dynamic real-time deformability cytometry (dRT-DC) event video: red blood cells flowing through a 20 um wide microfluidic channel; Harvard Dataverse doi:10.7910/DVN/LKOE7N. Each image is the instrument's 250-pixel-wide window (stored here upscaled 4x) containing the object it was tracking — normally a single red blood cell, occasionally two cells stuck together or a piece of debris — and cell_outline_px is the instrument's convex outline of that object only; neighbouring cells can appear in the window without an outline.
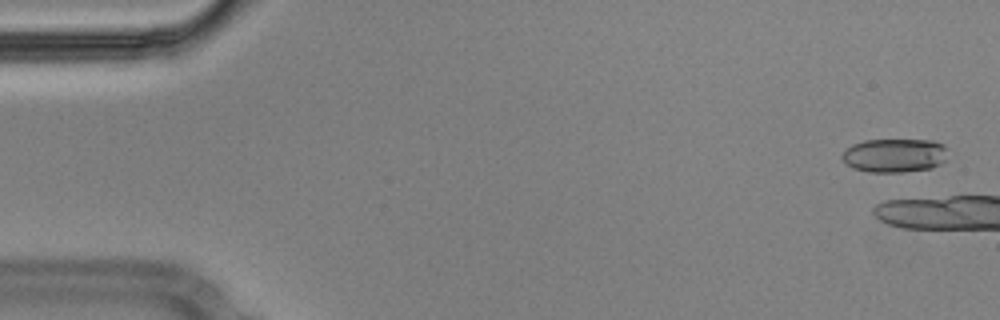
{"species": "Egyptian fruit bat (a non-hibernating species)", "species_latin": "Rousettus aegyptiacus", "temperature_condition": "cold", "stored_images_in_passage": 7, "camera_frame_rate_fps": 3000, "um_per_image_px": 0.085, "animal": {"sex": "male"}, "frame": {"image": 1, "passage_image": 2, "time_ms": 0.333, "image_size_px": [1000, 320], "cell_outline_px": [[944, 160], [940, 164], [932, 168], [900, 172], [868, 172], [852, 168], [840, 156], [852, 144], [864, 140], [932, 140], [944, 144]], "centroid_in_image_um": [76.0, 13.21], "position_along_channel_um": 9.0, "area_um2": 20.63}}